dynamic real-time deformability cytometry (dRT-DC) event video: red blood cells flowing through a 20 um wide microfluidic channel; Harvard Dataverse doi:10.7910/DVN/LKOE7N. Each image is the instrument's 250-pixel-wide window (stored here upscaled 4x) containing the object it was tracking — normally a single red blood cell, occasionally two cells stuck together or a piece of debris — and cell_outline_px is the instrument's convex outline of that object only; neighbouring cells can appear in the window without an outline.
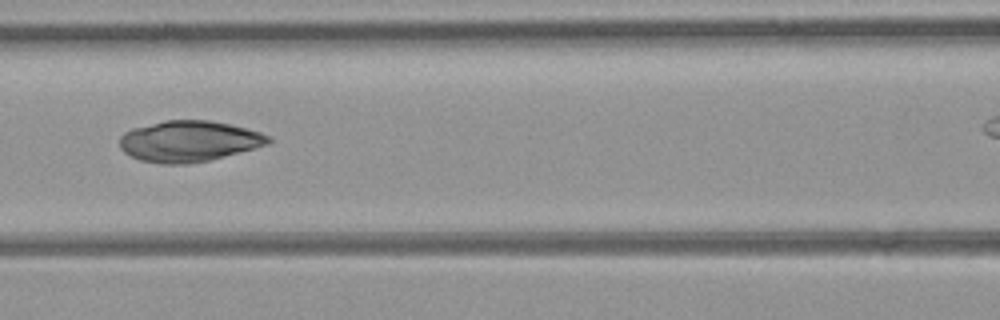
{"species": "common noctule bat (a hibernating species)", "species_latin": "Nyctalus noctula", "temperature_condition": "room temperature", "stored_images_in_passage": 5, "segment_of_instrument_passage": [1, 2], "camera_frame_rate_fps": 3000, "um_per_image_px": 0.085, "animal": {"sex": "female", "body_mass_g": 21.9}, "frame": {"image": 1, "passage_image": 4, "time_ms": 1.0, "image_size_px": [1000, 320], "cell_outline_px": [[272, 140], [268, 144], [256, 148], [208, 160], [188, 164], [160, 164], [140, 160], [124, 152], [120, 148], [120, 136], [124, 132], [132, 128], [164, 120], [208, 120], [228, 124], [260, 132], [272, 136]], "centroid_in_image_um": [16.05, 12.0], "position_along_channel_um": 150.6, "area_um2": 35.49}}